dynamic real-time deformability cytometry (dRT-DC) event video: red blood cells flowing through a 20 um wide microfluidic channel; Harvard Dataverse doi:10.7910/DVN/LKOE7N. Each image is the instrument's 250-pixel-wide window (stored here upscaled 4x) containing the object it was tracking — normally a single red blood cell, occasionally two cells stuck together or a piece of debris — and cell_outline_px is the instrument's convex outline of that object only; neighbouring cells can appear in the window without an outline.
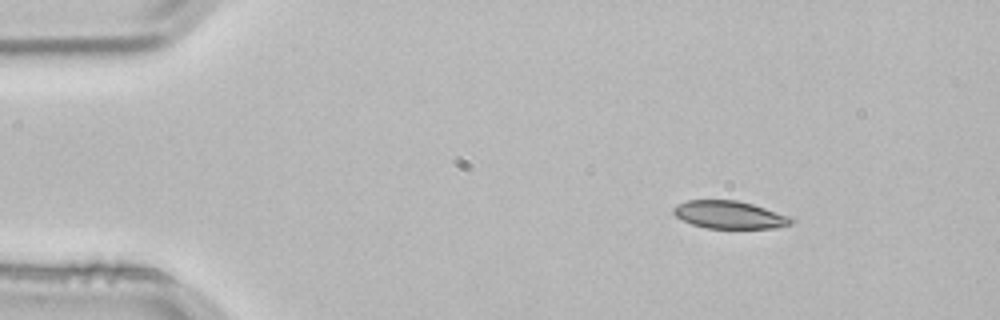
{"species": "common noctule bat (a hibernating species)", "species_latin": "Nyctalus noctula", "temperature_condition": "room temperature", "stored_images_in_passage": 3, "camera_frame_rate_fps": 3000, "um_per_image_px": 0.085, "animal": {"sex": "male", "body_mass_g": 21.5, "forearm_length_mm": 52.0}, "frame": {"image": 1, "passage_image": 1, "time_ms": 0.0, "image_size_px": [1000, 320], "cell_outline_px": [[796, 220], [792, 224], [772, 228], [708, 228], [692, 224], [676, 216], [672, 212], [672, 208], [676, 204], [688, 200], [736, 200], [752, 204], [788, 216]], "centroid_in_image_um": [61.98, 18.25], "position_along_channel_um": 23.0, "area_um2": 18.84}}
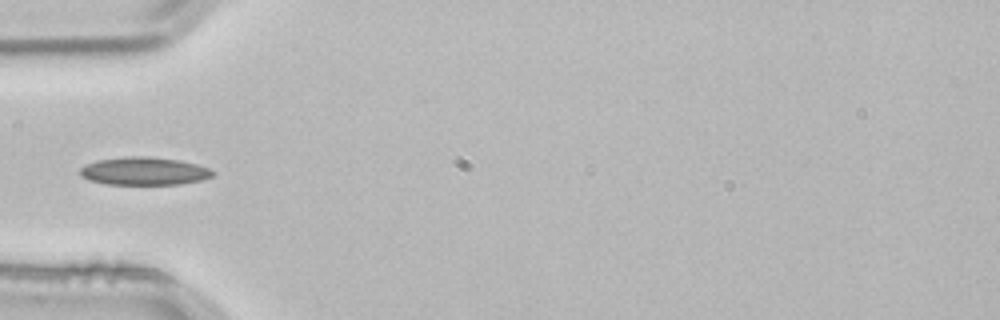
{"frame": {"image": 2, "passage_image": 3, "time_ms": 0.667, "image_size_px": [1000, 320], "cell_outline_px": [[216, 172], [212, 176], [200, 180], [180, 184], [108, 184], [88, 180], [80, 176], [80, 168], [96, 160], [128, 156], [148, 156], [180, 160], [196, 164], [208, 168]], "centroid_in_image_um": [12.24, 14.54], "position_along_channel_um": 72.8, "area_um2": 21.56}}